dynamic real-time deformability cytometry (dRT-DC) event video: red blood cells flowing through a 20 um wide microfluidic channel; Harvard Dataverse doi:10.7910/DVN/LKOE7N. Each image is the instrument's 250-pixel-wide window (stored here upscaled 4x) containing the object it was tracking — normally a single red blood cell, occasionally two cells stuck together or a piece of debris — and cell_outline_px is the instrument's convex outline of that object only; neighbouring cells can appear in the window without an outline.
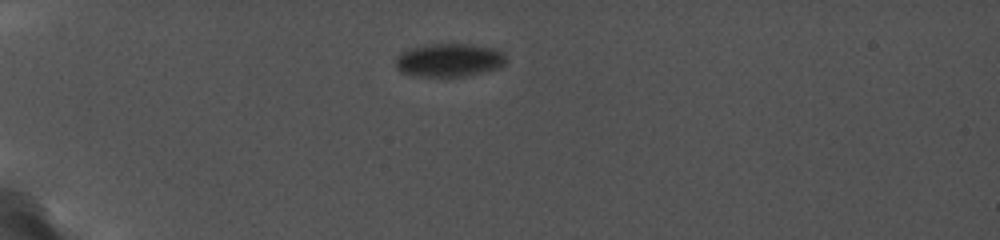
{"species": "common noctule bat (a hibernating species)", "species_latin": "Nyctalus noctula", "temperature_condition": "cold", "stored_images_in_passage": 31, "camera_frame_rate_fps": 5000, "um_per_image_px": 0.085, "animal": {"sex": "female", "body_mass_g": 19.0, "forearm_length_mm": 56.7}, "frame": {"image": 1, "passage_image": 1, "time_ms": 0.0, "image_size_px": [1000, 240], "cell_outline_px": [[508, 60], [500, 68], [488, 72], [448, 80], [412, 76], [400, 72], [396, 68], [396, 60], [404, 52], [412, 48], [424, 44], [472, 44], [492, 48], [504, 52], [508, 56]], "centroid_in_image_um": [38.24, 5.17], "position_along_channel_um": 46.8, "area_um2": 22.54}}
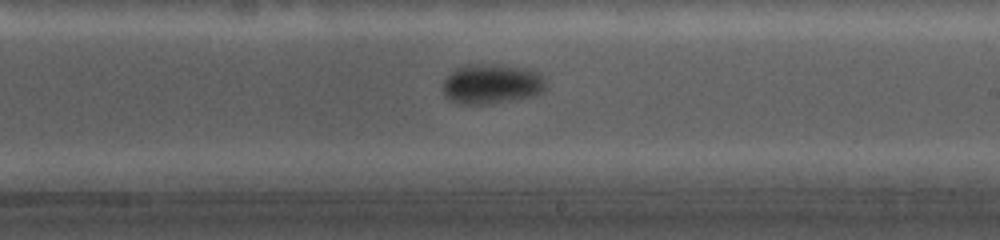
{"frame": {"image": 2, "passage_image": 14, "time_ms": 6.6, "image_size_px": [1000, 240], "cell_outline_px": [[544, 88], [540, 92], [532, 96], [484, 104], [460, 104], [452, 100], [444, 92], [444, 80], [456, 68], [464, 64], [488, 64], [516, 68], [532, 72], [540, 76], [544, 84]], "centroid_in_image_um": [41.7, 7.14], "position_along_channel_um": 247.3, "area_um2": 22.83}}
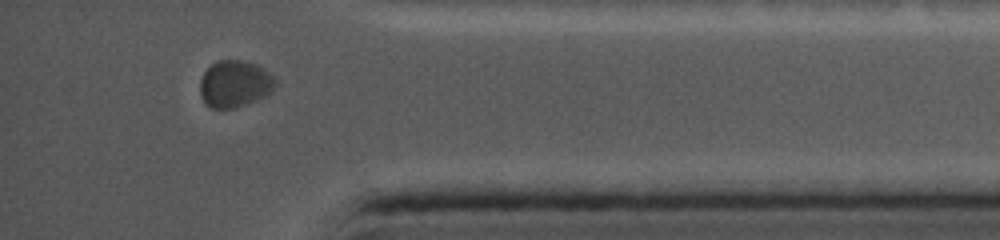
{"frame": {"image": 3, "passage_image": 28, "time_ms": 11.2, "image_size_px": [1000, 240], "cell_outline_px": [[276, 84], [272, 92], [256, 100], [232, 108], [212, 108], [204, 100], [200, 92], [200, 80], [204, 72], [216, 60], [244, 60], [256, 64], [264, 68], [276, 76]], "centroid_in_image_um": [19.99, 7.09], "position_along_channel_um": 415.2, "area_um2": 20.58}}